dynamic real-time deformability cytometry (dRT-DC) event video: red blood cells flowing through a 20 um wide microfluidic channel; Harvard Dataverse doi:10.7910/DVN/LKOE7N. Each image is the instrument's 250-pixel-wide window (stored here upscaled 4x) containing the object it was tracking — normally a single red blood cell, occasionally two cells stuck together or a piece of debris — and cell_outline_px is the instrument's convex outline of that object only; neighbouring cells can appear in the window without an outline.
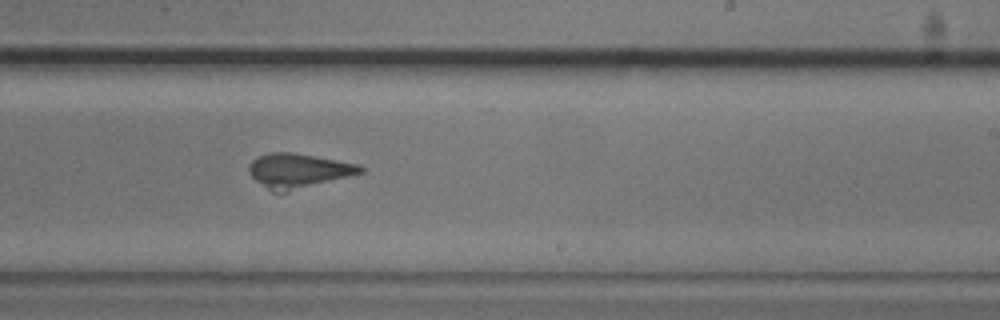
{"species": "common noctule bat (a hibernating species)", "species_latin": "Nyctalus noctula", "temperature_condition": "cold", "stored_images_in_passage": 7, "camera_frame_rate_fps": 3000, "um_per_image_px": 0.085, "animal": {"sex": "male", "body_mass_g": 20.5, "forearm_length_mm": 52.5}, "frame": {"image": 1, "passage_image": 7, "time_ms": 2.0, "image_size_px": [1000, 320], "cell_outline_px": [[364, 172], [288, 192], [272, 192], [256, 180], [248, 172], [248, 164], [256, 156], [268, 152], [292, 152], [360, 164], [364, 168]], "centroid_in_image_um": [25.33, 14.5], "position_along_channel_um": 263.7, "area_um2": 22.43}}